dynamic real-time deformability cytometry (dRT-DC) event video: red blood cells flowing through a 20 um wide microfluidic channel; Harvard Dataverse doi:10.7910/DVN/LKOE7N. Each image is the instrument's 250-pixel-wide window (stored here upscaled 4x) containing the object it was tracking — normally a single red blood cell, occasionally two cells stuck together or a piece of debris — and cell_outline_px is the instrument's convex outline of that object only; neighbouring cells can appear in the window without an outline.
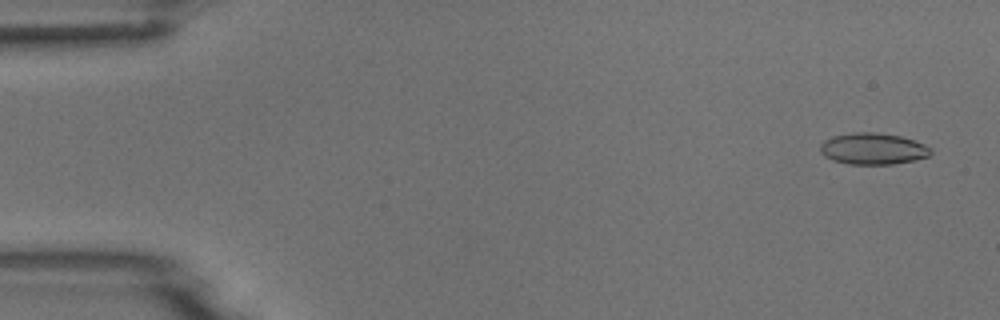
{"species": "common noctule bat (a hibernating species)", "species_latin": "Nyctalus noctula", "temperature_condition": "room temperature", "stored_images_in_passage": 7, "camera_frame_rate_fps": 3000, "um_per_image_px": 0.085, "animal": {"sex": "male", "body_mass_g": 18.8}, "frame": {"image": 1, "passage_image": 1, "time_ms": 0.0, "image_size_px": [1000, 320], "cell_outline_px": [[932, 152], [928, 156], [916, 160], [892, 164], [848, 164], [832, 160], [824, 156], [820, 152], [820, 144], [824, 140], [832, 136], [856, 132], [876, 132], [900, 136], [924, 144], [932, 148]], "centroid_in_image_um": [74.19, 12.64], "position_along_channel_um": 10.8, "area_um2": 20.35}}
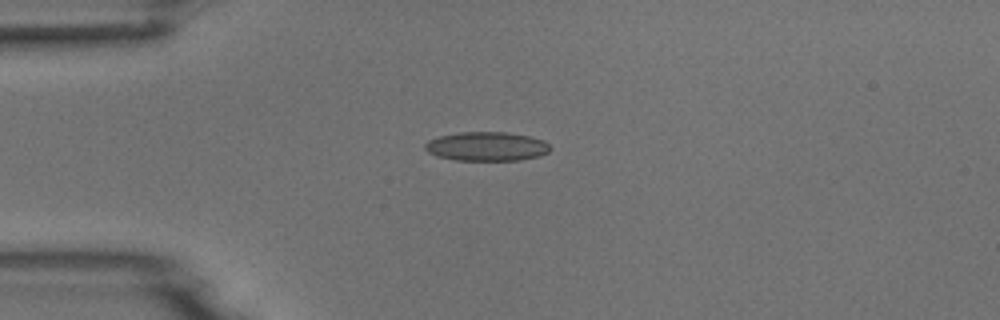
{"frame": {"image": 2, "passage_image": 4, "time_ms": 3.667, "image_size_px": [1000, 320], "cell_outline_px": [[552, 148], [548, 152], [540, 156], [520, 160], [456, 160], [436, 156], [428, 152], [424, 148], [424, 144], [428, 140], [440, 136], [460, 132], [508, 132], [528, 136], [544, 140]], "centroid_in_image_um": [41.37, 12.44], "position_along_channel_um": 43.6, "area_um2": 21.27}}